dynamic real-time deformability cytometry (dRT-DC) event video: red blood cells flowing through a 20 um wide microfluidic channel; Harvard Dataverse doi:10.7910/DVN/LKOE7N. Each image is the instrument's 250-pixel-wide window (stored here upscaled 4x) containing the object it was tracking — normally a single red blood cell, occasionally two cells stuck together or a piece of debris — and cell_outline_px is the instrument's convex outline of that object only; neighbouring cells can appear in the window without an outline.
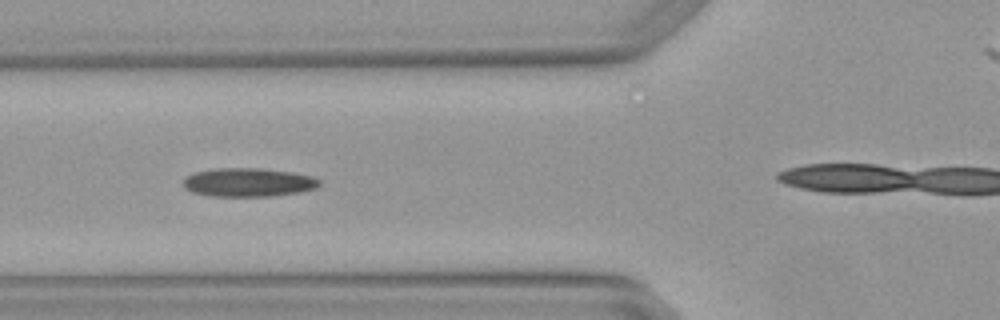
{"species": "Egyptian fruit bat (a non-hibernating species)", "species_latin": "Rousettus aegyptiacus", "temperature_condition": "warm", "stored_images_in_passage": 8, "camera_frame_rate_fps": 3000, "um_per_image_px": 0.085, "animal": {"sex": "female"}, "frame": {"image": 1, "passage_image": 4, "time_ms": 1.0, "image_size_px": [1000, 320], "cell_outline_px": [[320, 184], [316, 188], [300, 192], [272, 196], [212, 196], [192, 192], [184, 188], [184, 180], [192, 172], [212, 168], [260, 168], [292, 172], [312, 176], [320, 180]], "centroid_in_image_um": [21.1, 15.49], "position_along_channel_um": 104.7, "area_um2": 22.83}}